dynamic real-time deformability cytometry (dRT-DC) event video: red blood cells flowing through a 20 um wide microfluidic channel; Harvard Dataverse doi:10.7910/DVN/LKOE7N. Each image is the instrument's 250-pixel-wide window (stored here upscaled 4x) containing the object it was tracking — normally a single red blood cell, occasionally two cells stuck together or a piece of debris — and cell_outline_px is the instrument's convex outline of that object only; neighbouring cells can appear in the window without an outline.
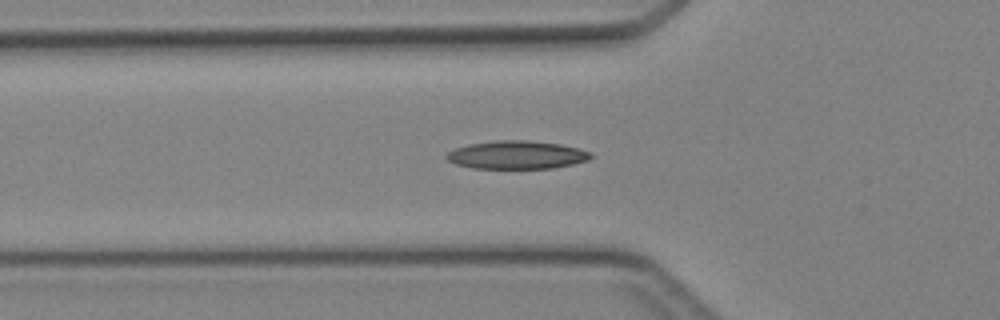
{"species": "Egyptian fruit bat (a non-hibernating species)", "species_latin": "Rousettus aegyptiacus", "temperature_condition": "cold", "stored_images_in_passage": 32, "camera_frame_rate_fps": 3000, "um_per_image_px": 0.085, "animal": {"sex": "female"}, "frame": {"image": 1, "passage_image": 9, "time_ms": 2.667, "image_size_px": [1000, 320], "cell_outline_px": [[592, 156], [588, 160], [572, 164], [552, 168], [472, 168], [456, 164], [448, 160], [444, 156], [448, 152], [456, 148], [468, 144], [496, 140], [528, 140], [560, 144], [580, 148], [592, 152]], "centroid_in_image_um": [43.93, 13.16], "position_along_channel_um": 81.9, "area_um2": 23.7}}
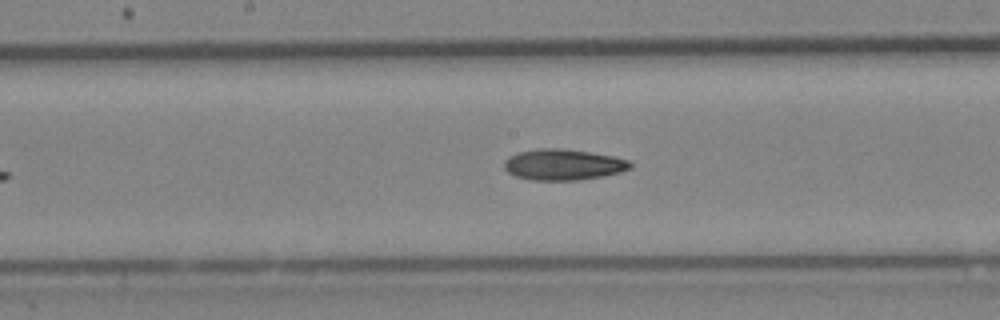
{"frame": {"image": 2, "passage_image": 17, "time_ms": 5.333, "image_size_px": [1000, 320], "cell_outline_px": [[632, 168], [620, 172], [600, 176], [576, 180], [532, 180], [516, 176], [508, 172], [504, 168], [504, 160], [508, 156], [516, 152], [536, 148], [560, 148], [588, 152], [612, 156], [628, 160], [632, 164]], "centroid_in_image_um": [47.82, 13.98], "position_along_channel_um": 200.4, "area_um2": 22.72}}
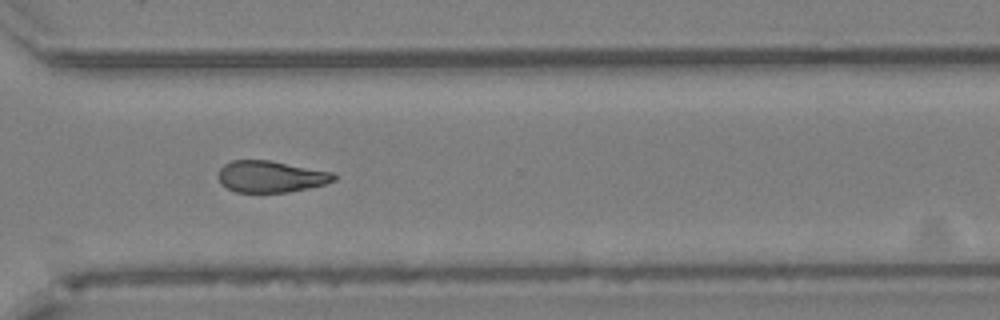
{"frame": {"image": 3, "passage_image": 27, "time_ms": 8.667, "image_size_px": [1000, 320], "cell_outline_px": [[336, 180], [324, 184], [308, 188], [288, 192], [236, 192], [220, 184], [220, 168], [224, 164], [232, 160], [268, 160], [332, 172], [336, 176]], "centroid_in_image_um": [23.01, 15.01], "position_along_channel_um": 347.6, "area_um2": 21.04}}